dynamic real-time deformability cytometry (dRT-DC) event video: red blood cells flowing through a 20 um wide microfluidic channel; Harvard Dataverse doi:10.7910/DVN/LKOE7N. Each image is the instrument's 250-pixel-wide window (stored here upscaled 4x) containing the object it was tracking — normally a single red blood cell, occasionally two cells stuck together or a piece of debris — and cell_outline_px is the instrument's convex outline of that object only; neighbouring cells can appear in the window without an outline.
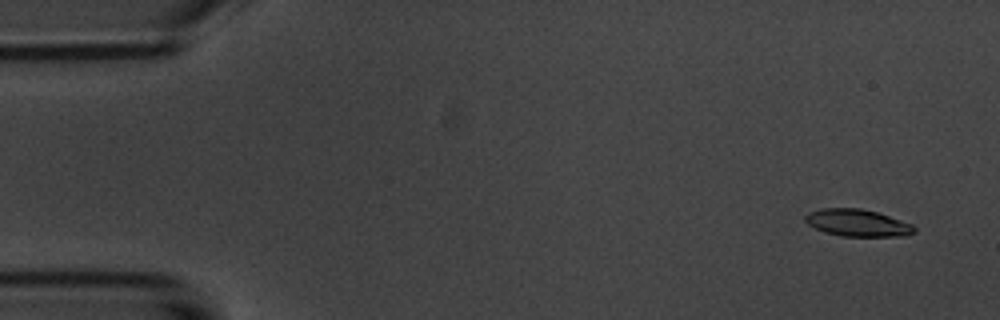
{"species": "common noctule bat (a hibernating species)", "species_latin": "Nyctalus noctula", "temperature_condition": "room temperature", "stored_images_in_passage": 54, "camera_frame_rate_fps": 3000, "um_per_image_px": 0.085, "animal": {"sex": "male", "body_mass_g": 20.1, "forearm_length_mm": 53.5}, "frame": {"image": 1, "passage_image": 3, "time_ms": 0.667, "image_size_px": [1000, 320], "cell_outline_px": [[916, 232], [908, 236], [840, 236], [824, 232], [808, 224], [804, 220], [804, 216], [808, 212], [824, 208], [860, 208], [876, 212], [912, 224], [916, 228]], "centroid_in_image_um": [72.89, 18.95], "position_along_channel_um": 12.1, "area_um2": 17.22}}
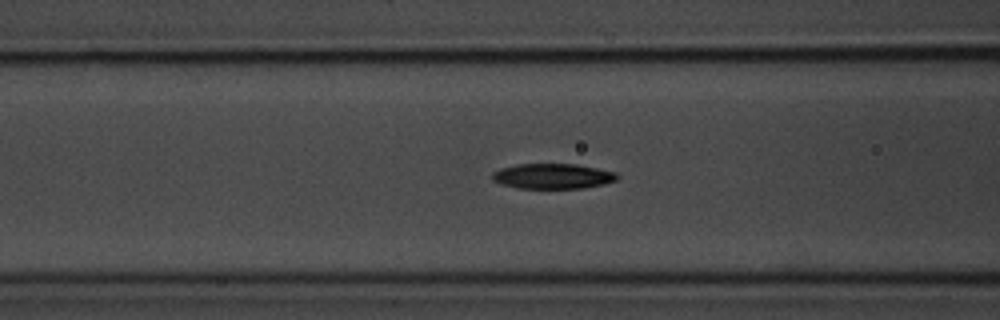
{"frame": {"image": 2, "passage_image": 21, "time_ms": 6.667, "image_size_px": [1000, 320], "cell_outline_px": [[620, 176], [616, 180], [604, 184], [584, 188], [516, 188], [500, 184], [492, 180], [492, 172], [500, 168], [516, 164], [576, 164], [616, 172]], "centroid_in_image_um": [46.96, 14.97], "position_along_channel_um": 119.6, "area_um2": 18.5}}
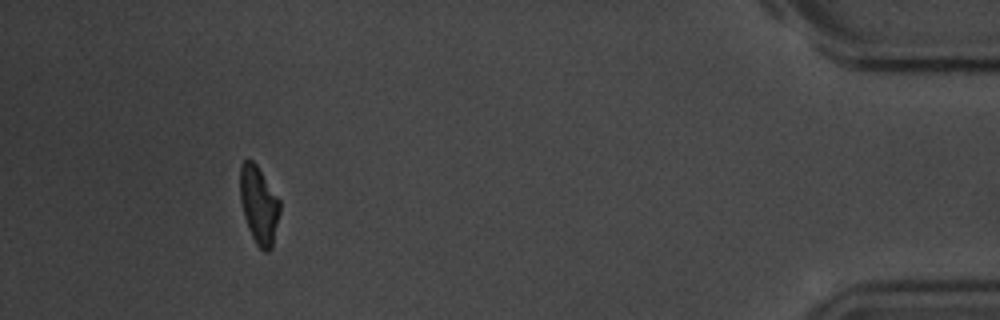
{"frame": {"image": 3, "passage_image": 50, "time_ms": 16.333, "image_size_px": [1000, 320], "cell_outline_px": [[280, 212], [272, 248], [268, 252], [264, 252], [256, 244], [248, 228], [244, 216], [240, 200], [240, 164], [244, 160], [252, 160], [256, 164], [280, 200]], "centroid_in_image_um": [22.0, 17.43], "position_along_channel_um": 413.2, "area_um2": 18.03}, "authors_computed_cell_mechanics": {"area_um2": 18.3226, "velocity_mm_per_s": 3.6903, "shape_relaxation_time_tau1_ms": 2.9428, "shape_relaxation_time_tau2_ms": 3.6189, "deformation_change_tau1": 0.134, "deformation_change_tau2": 0.1016}}